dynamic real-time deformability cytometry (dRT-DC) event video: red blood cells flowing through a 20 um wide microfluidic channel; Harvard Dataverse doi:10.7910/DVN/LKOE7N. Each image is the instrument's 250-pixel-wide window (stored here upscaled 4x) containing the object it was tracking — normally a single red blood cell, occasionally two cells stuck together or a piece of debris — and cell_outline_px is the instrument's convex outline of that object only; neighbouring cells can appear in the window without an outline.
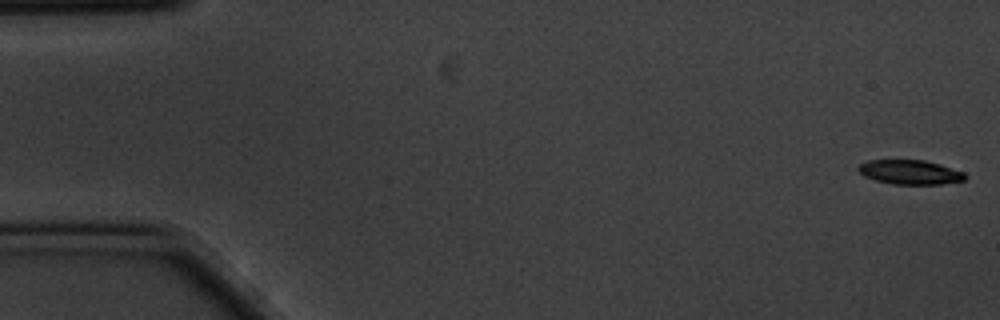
{"species": "common noctule bat (a hibernating species)", "species_latin": "Nyctalus noctula", "temperature_condition": "cold", "stored_images_in_passage": 9, "camera_frame_rate_fps": 3000, "um_per_image_px": 0.085, "animal": {"sex": "male", "body_mass_g": 20.1, "forearm_length_mm": 53.5}, "frame": {"image": 1, "passage_image": 1, "time_ms": 0.0, "image_size_px": [1000, 320], "cell_outline_px": [[968, 176], [964, 180], [940, 184], [892, 184], [876, 180], [864, 176], [856, 168], [860, 164], [868, 160], [924, 160], [940, 164], [964, 172]], "centroid_in_image_um": [77.36, 14.63], "position_along_channel_um": 7.6, "area_um2": 15.14}}
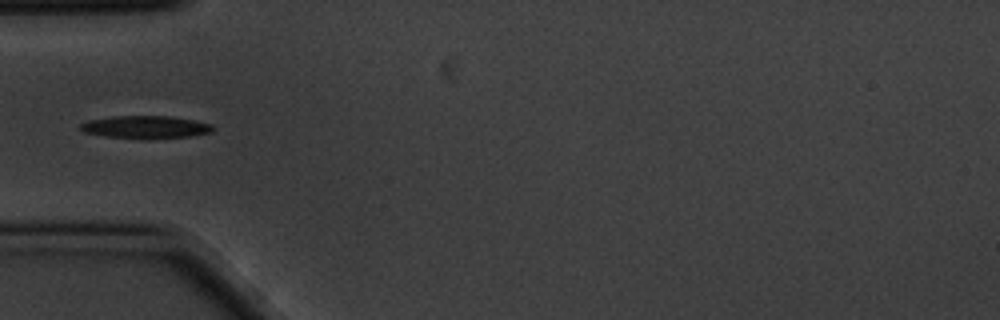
{"frame": {"image": 2, "passage_image": 6, "time_ms": 1.667, "image_size_px": [1000, 320], "cell_outline_px": [[216, 128], [212, 132], [188, 136], [148, 140], [144, 140], [104, 136], [84, 132], [80, 128], [80, 124], [88, 120], [112, 116], [168, 116], [192, 120], [212, 124]], "centroid_in_image_um": [12.37, 10.82], "position_along_channel_um": 72.6, "area_um2": 17.74}}